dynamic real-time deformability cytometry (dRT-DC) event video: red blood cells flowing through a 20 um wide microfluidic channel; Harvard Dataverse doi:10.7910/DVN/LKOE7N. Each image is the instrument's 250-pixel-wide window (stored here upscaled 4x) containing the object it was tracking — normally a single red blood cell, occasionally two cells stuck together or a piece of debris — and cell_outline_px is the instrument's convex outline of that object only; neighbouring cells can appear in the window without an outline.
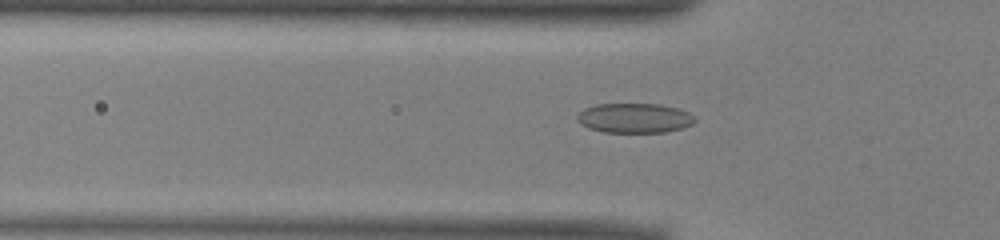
{"species": "common noctule bat (a hibernating species)", "species_latin": "Nyctalus noctula", "temperature_condition": "warm", "stored_images_in_passage": 39, "camera_frame_rate_fps": 3000, "um_per_image_px": 0.085, "animal": {"sex": "male", "body_mass_g": 13.0, "forearm_length_mm": 53.1}, "frame": {"image": 1, "passage_image": 11, "time_ms": 3.333, "image_size_px": [1000, 240], "cell_outline_px": [[696, 120], [692, 124], [684, 128], [664, 132], [604, 132], [588, 128], [580, 124], [576, 120], [576, 116], [584, 108], [596, 104], [660, 104], [676, 108], [688, 112]], "centroid_in_image_um": [53.9, 10.04], "position_along_channel_um": 71.9, "area_um2": 20.4}}
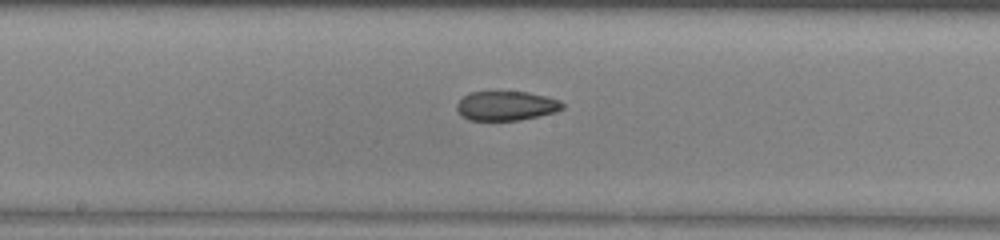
{"frame": {"image": 2, "passage_image": 21, "time_ms": 6.667, "image_size_px": [1000, 240], "cell_outline_px": [[564, 108], [556, 112], [520, 120], [468, 120], [460, 116], [456, 108], [456, 104], [468, 92], [528, 92], [560, 100], [564, 104]], "centroid_in_image_um": [43.01, 9.0], "position_along_channel_um": 205.2, "area_um2": 18.15}}
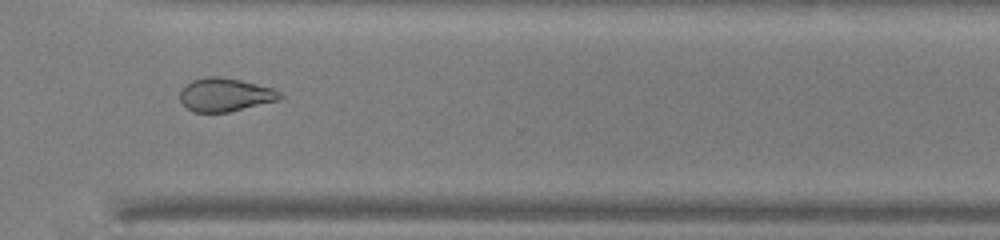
{"frame": {"image": 3, "passage_image": 32, "time_ms": 10.333, "image_size_px": [1000, 240], "cell_outline_px": [[284, 96], [280, 100], [228, 112], [192, 112], [180, 100], [180, 92], [192, 80], [208, 76], [220, 76], [240, 80], [272, 88], [280, 92]], "centroid_in_image_um": [19.16, 8.06], "position_along_channel_um": 351.4, "area_um2": 19.31}}